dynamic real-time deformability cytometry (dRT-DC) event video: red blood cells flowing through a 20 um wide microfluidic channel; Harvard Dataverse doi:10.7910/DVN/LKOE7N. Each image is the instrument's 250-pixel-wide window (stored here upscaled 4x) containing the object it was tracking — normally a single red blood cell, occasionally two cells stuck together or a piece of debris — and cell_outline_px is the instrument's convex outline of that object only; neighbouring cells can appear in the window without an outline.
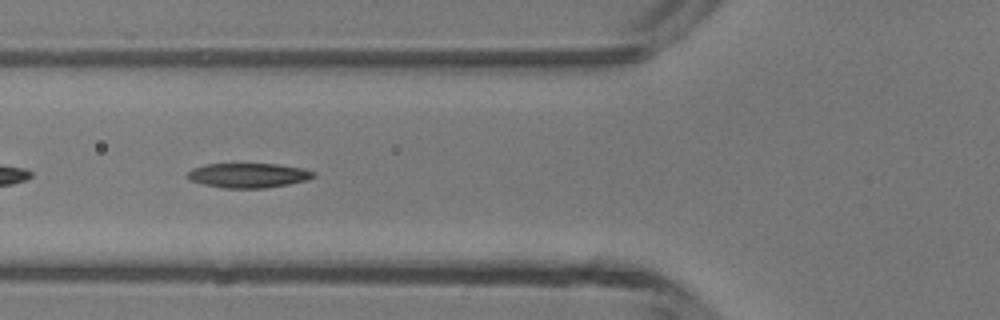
{"species": "common noctule bat (a hibernating species)", "species_latin": "Nyctalus noctula", "temperature_condition": "room temperature", "stored_images_in_passage": 33, "camera_frame_rate_fps": 3000, "um_per_image_px": 0.085, "animal": {"sex": "male", "body_mass_g": 13.3}, "frame": {"image": 1, "passage_image": 7, "time_ms": 2.0, "image_size_px": [1000, 320], "cell_outline_px": [[316, 176], [308, 180], [288, 184], [264, 188], [224, 188], [204, 184], [188, 180], [188, 172], [192, 168], [204, 164], [280, 164], [304, 168], [312, 172]], "centroid_in_image_um": [21.11, 14.9], "position_along_channel_um": 104.7, "area_um2": 18.09}}
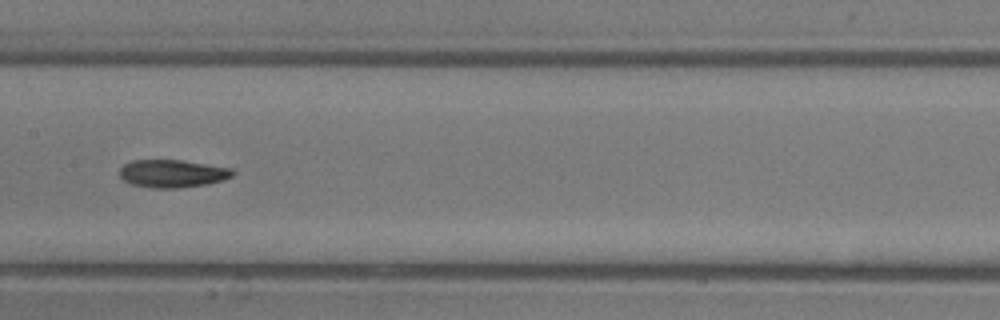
{"frame": {"image": 2, "passage_image": 13, "time_ms": 4.0, "image_size_px": [1000, 320], "cell_outline_px": [[236, 172], [232, 176], [224, 180], [208, 184], [180, 188], [152, 188], [132, 184], [124, 180], [120, 176], [120, 168], [124, 164], [132, 160], [180, 160], [232, 168]], "centroid_in_image_um": [14.68, 14.75], "position_along_channel_um": 192.7, "area_um2": 18.38}}
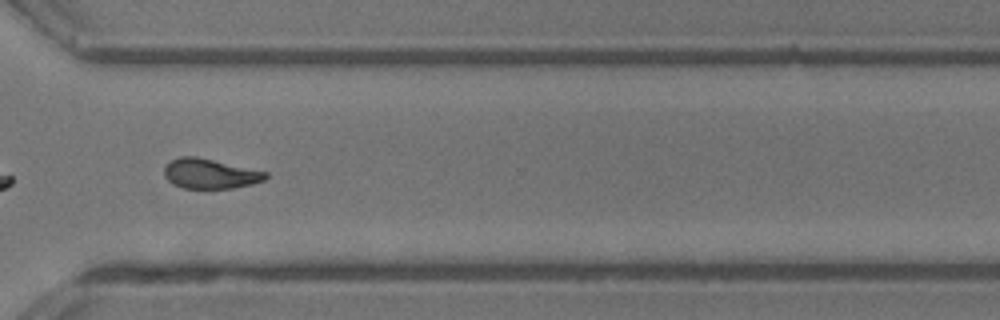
{"frame": {"image": 3, "passage_image": 24, "time_ms": 7.667, "image_size_px": [1000, 320], "cell_outline_px": [[268, 176], [264, 180], [252, 184], [232, 188], [184, 188], [172, 184], [164, 176], [164, 168], [172, 160], [180, 156], [196, 156], [268, 172]], "centroid_in_image_um": [17.85, 14.76], "position_along_channel_um": 352.7, "area_um2": 17.57}}